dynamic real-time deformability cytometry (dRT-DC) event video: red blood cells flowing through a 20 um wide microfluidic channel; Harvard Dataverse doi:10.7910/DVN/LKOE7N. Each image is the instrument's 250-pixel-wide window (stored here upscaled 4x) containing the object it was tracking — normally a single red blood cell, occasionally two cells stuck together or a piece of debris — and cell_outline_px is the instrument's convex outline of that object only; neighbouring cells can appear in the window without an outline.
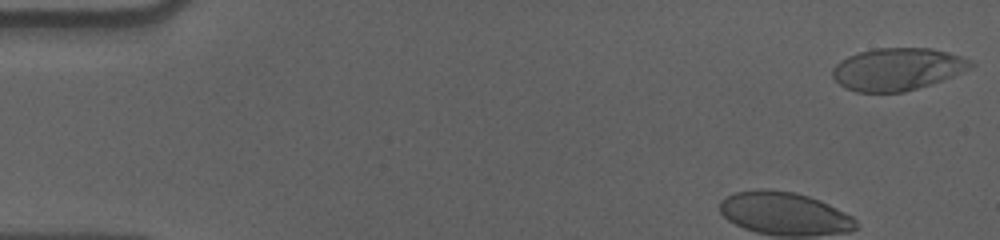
{"species": "human", "species_latin": "Homo sapiens", "temperature_condition": "cold", "stored_images_in_passage": 46, "camera_frame_rate_fps": 3000, "um_per_image_px": 0.085, "donor": {"sex": "male"}, "frame": {"image": 1, "passage_image": 1, "time_ms": 0.0, "image_size_px": [1000, 240], "cell_outline_px": [[976, 64], [952, 76], [904, 92], [856, 92], [840, 84], [832, 76], [832, 68], [840, 60], [848, 56], [860, 52], [876, 48], [932, 48], [948, 52], [960, 56]], "centroid_in_image_um": [76.24, 5.87], "position_along_channel_um": 8.8, "area_um2": 33.64}}
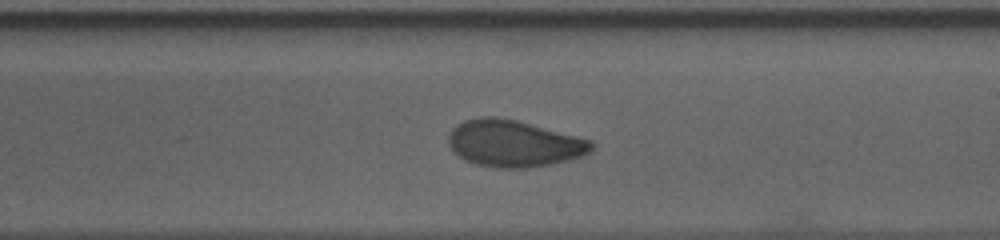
{"frame": {"image": 2, "passage_image": 29, "time_ms": 9.333, "image_size_px": [1000, 240], "cell_outline_px": [[592, 148], [584, 156], [552, 164], [528, 168], [492, 168], [476, 164], [464, 160], [448, 144], [448, 136], [452, 128], [456, 124], [464, 120], [480, 116], [496, 116], [516, 120], [592, 140]], "centroid_in_image_um": [43.65, 12.19], "position_along_channel_um": 245.3, "area_um2": 39.07}}
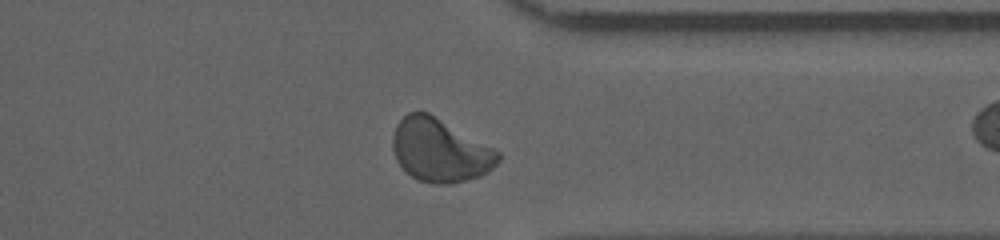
{"frame": {"image": 3, "passage_image": 40, "time_ms": 13.0, "image_size_px": [1000, 240], "cell_outline_px": [[500, 160], [488, 172], [480, 176], [448, 184], [432, 184], [416, 180], [396, 160], [392, 148], [392, 136], [396, 124], [408, 112], [428, 112], [500, 152]], "centroid_in_image_um": [37.37, 12.79], "position_along_channel_um": 374.0, "area_um2": 38.55}, "authors_computed_cell_mechanics": {"area_um2": 38.0324, "velocity_mm_per_s": 3.5712, "shape_relaxation_time_tau1_ms": 5.3494, "shape_relaxation_time_tau2_ms": 1.1242, "deformation_change_tau1": 0.1325, "deformation_change_tau2": 0.0402}}